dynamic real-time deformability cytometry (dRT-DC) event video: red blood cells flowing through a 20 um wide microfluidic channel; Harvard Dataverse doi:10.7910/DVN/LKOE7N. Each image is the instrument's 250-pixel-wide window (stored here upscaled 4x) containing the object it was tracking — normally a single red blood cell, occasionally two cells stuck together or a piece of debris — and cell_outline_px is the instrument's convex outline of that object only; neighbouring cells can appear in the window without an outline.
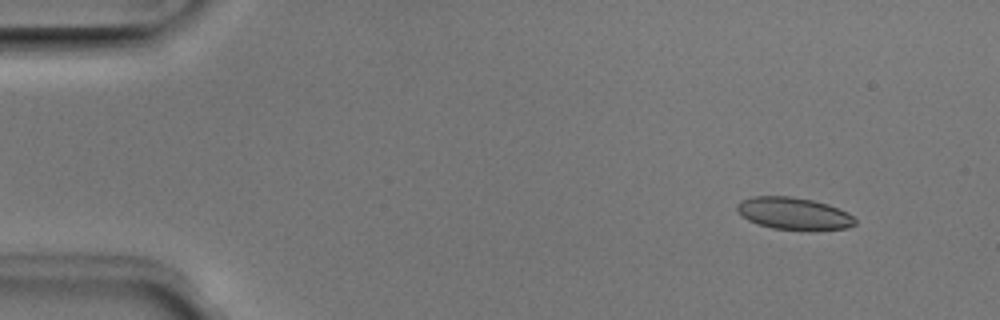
{"species": "Egyptian fruit bat (a non-hibernating species)", "species_latin": "Rousettus aegyptiacus", "temperature_condition": "room temperature", "stored_images_in_passage": 6, "camera_frame_rate_fps": 3000, "um_per_image_px": 0.085, "animal": {"sex": "male"}, "frame": {"image": 1, "passage_image": 2, "time_ms": 0.333, "image_size_px": [1000, 320], "cell_outline_px": [[856, 224], [848, 228], [816, 232], [812, 232], [772, 228], [756, 224], [748, 220], [736, 208], [736, 204], [740, 200], [756, 196], [792, 196], [812, 200], [828, 204], [848, 212], [856, 220]], "centroid_in_image_um": [67.52, 18.18], "position_along_channel_um": 17.5, "area_um2": 22.72}}
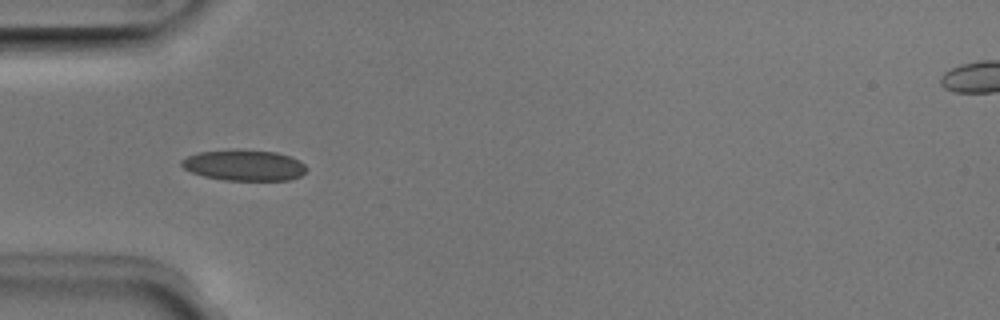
{"frame": {"image": 2, "passage_image": 5, "time_ms": 1.333, "image_size_px": [1000, 320], "cell_outline_px": [[308, 168], [300, 176], [288, 180], [224, 180], [204, 176], [192, 172], [184, 168], [180, 164], [180, 160], [188, 156], [200, 152], [276, 152], [292, 156], [300, 160]], "centroid_in_image_um": [20.8, 14.09], "position_along_channel_um": 64.2, "area_um2": 21.68}}